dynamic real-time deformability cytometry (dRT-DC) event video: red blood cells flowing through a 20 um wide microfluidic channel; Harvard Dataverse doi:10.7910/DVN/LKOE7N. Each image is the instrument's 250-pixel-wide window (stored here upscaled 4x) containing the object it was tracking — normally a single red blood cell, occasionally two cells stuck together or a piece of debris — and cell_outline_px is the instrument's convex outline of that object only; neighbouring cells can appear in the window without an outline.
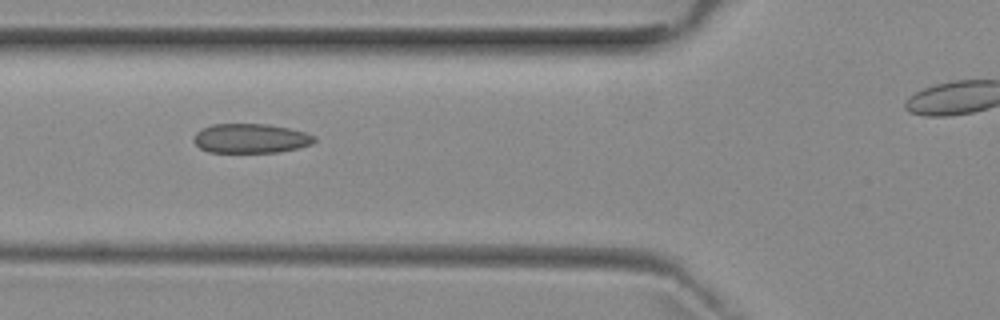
{"species": "common noctule bat (a hibernating species)", "species_latin": "Nyctalus noctula", "temperature_condition": "room temperature", "stored_images_in_passage": 4, "camera_frame_rate_fps": 3000, "um_per_image_px": 0.085, "animal": {"sex": "female", "body_mass_g": 29.2, "forearm_length_mm": 56.3}, "frame": {"image": 1, "passage_image": 2, "time_ms": 1.0, "image_size_px": [1000, 320], "cell_outline_px": [[316, 140], [312, 144], [280, 152], [208, 152], [200, 148], [192, 140], [192, 136], [200, 128], [212, 124], [268, 124], [288, 128], [304, 132], [316, 136]], "centroid_in_image_um": [21.27, 11.76], "position_along_channel_um": 104.5, "area_um2": 20.81}}
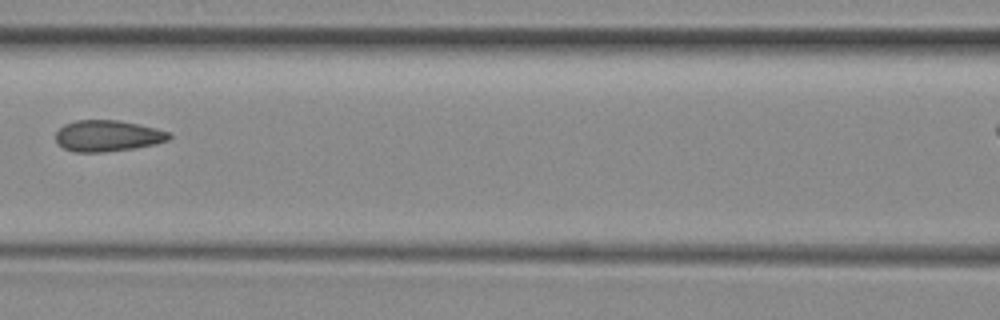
{"frame": {"image": 2, "passage_image": 3, "time_ms": 2.333, "image_size_px": [1000, 320], "cell_outline_px": [[172, 136], [168, 140], [156, 144], [132, 148], [104, 152], [76, 152], [64, 148], [56, 140], [56, 132], [64, 124], [76, 120], [120, 120], [140, 124], [156, 128], [168, 132]], "centroid_in_image_um": [9.16, 11.53], "position_along_channel_um": 157.4, "area_um2": 20.58}}
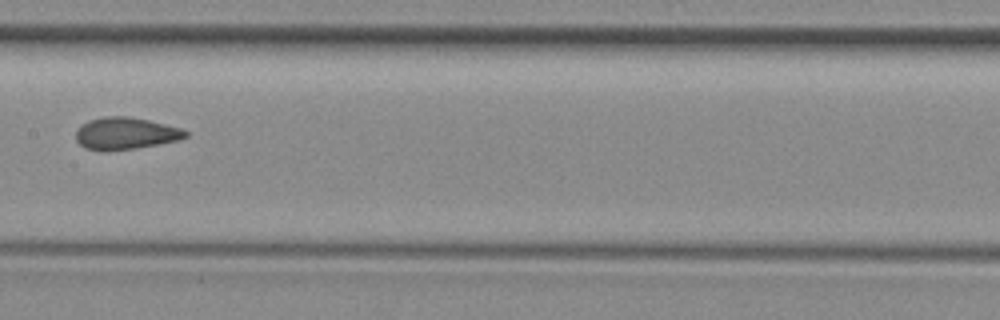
{"frame": {"image": 3, "passage_image": 4, "time_ms": 3.333, "image_size_px": [1000, 320], "cell_outline_px": [[188, 136], [180, 140], [132, 148], [84, 148], [76, 140], [76, 132], [88, 120], [104, 116], [128, 116], [148, 120], [180, 128], [188, 132]], "centroid_in_image_um": [10.71, 11.3], "position_along_channel_um": 196.7, "area_um2": 19.65}}